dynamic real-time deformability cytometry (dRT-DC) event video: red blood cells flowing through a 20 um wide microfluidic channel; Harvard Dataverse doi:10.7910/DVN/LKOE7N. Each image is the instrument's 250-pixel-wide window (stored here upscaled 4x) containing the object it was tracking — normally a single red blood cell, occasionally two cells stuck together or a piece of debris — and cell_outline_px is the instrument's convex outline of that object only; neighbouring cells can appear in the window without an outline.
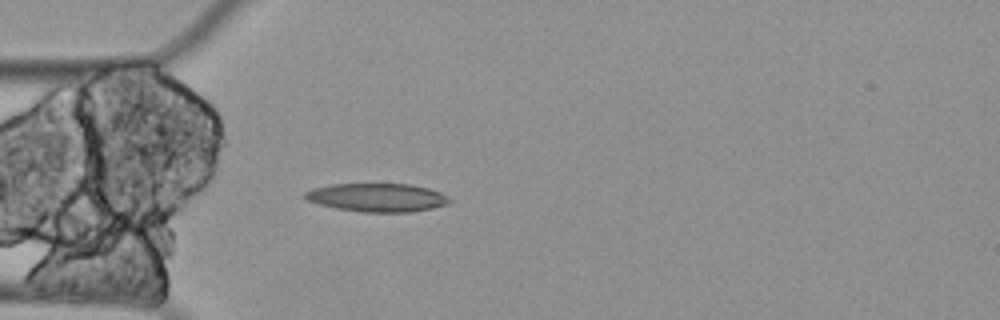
{"species": "Egyptian fruit bat (a non-hibernating species)", "species_latin": "Rousettus aegyptiacus", "temperature_condition": "cold", "stored_images_in_passage": 3, "camera_frame_rate_fps": 3000, "um_per_image_px": 0.085, "animal": {"sex": "female"}, "frame": {"image": 1, "passage_image": 3, "time_ms": 0.667, "image_size_px": [1000, 320], "cell_outline_px": [[452, 200], [448, 204], [432, 208], [408, 212], [364, 212], [336, 208], [320, 204], [308, 200], [304, 196], [304, 192], [312, 188], [332, 184], [408, 184], [428, 188], [440, 192], [448, 196]], "centroid_in_image_um": [32.08, 16.78], "position_along_channel_um": 52.9, "area_um2": 23.81}}